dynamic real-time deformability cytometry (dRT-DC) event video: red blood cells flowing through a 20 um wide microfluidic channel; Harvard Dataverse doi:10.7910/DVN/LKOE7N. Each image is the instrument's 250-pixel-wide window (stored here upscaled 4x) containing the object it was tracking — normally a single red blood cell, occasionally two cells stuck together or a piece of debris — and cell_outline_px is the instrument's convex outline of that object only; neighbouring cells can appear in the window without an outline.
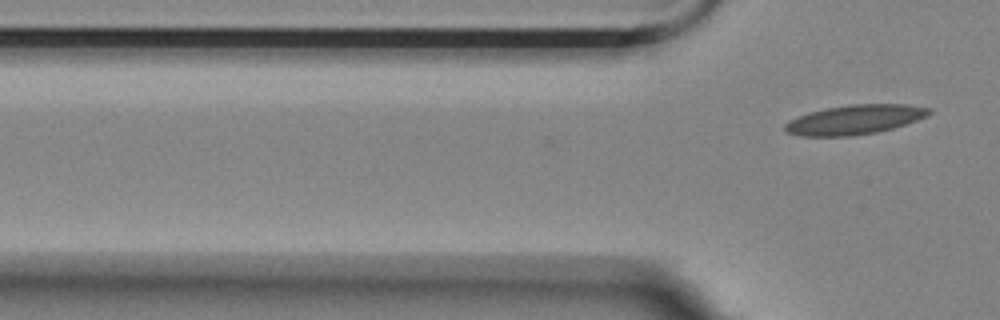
{"species": "Egyptian fruit bat (a non-hibernating species)", "species_latin": "Rousettus aegyptiacus", "temperature_condition": "room temperature", "stored_images_in_passage": 3, "camera_frame_rate_fps": 3000, "um_per_image_px": 0.085, "animal": {"sex": "female"}, "frame": {"image": 1, "passage_image": 3, "time_ms": 0.667, "image_size_px": [1000, 320], "cell_outline_px": [[932, 112], [928, 116], [892, 128], [876, 132], [852, 136], [800, 136], [784, 132], [784, 124], [788, 120], [808, 112], [828, 108], [852, 104], [908, 104], [932, 108]], "centroid_in_image_um": [72.63, 10.17], "position_along_channel_um": 53.2, "area_um2": 24.85}}